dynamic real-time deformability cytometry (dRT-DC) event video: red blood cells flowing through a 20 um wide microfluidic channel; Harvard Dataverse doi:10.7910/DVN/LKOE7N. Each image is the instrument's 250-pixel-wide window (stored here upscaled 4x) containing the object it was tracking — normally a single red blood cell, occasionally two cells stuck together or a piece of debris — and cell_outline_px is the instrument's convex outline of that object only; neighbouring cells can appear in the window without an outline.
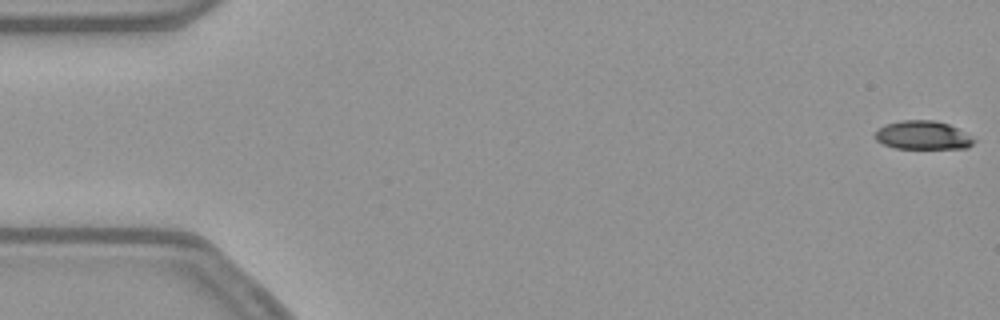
{"species": "common noctule bat (a hibernating species)", "species_latin": "Nyctalus noctula", "temperature_condition": "warm", "stored_images_in_passage": 54, "camera_frame_rate_fps": 3000, "um_per_image_px": 0.085, "animal": {"sex": "female", "body_mass_g": 21.9}, "frame": {"image": 1, "passage_image": 1, "time_ms": 0.0, "image_size_px": [1000, 320], "cell_outline_px": [[976, 140], [968, 148], [896, 148], [884, 144], [876, 140], [872, 136], [884, 124], [900, 120], [932, 120], [948, 124], [956, 128]], "centroid_in_image_um": [78.39, 11.49], "position_along_channel_um": 6.6, "area_um2": 16.3}}
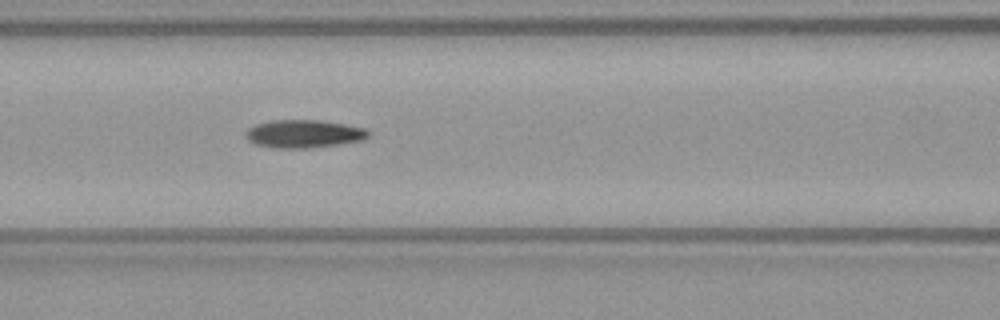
{"frame": {"image": 2, "passage_image": 23, "time_ms": 7.333, "image_size_px": [1000, 320], "cell_outline_px": [[368, 136], [360, 140], [340, 144], [308, 148], [272, 148], [256, 144], [248, 140], [244, 136], [244, 132], [248, 128], [256, 124], [272, 120], [324, 120], [364, 128], [368, 132]], "centroid_in_image_um": [25.76, 11.37], "position_along_channel_um": 140.8, "area_um2": 20.0}}
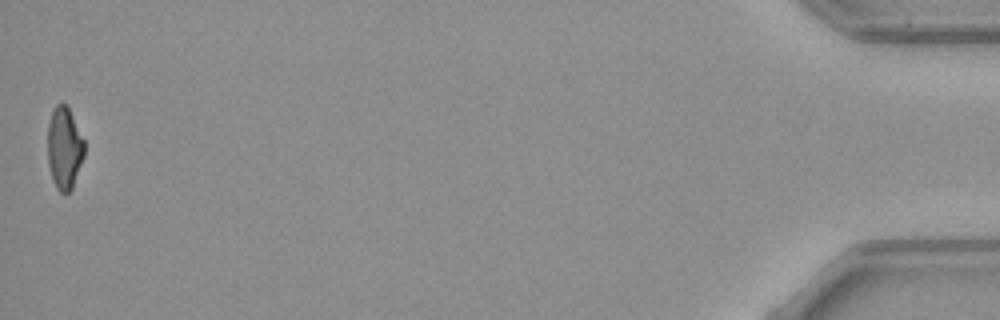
{"frame": {"image": 3, "passage_image": 54, "time_ms": 17.667, "image_size_px": [1000, 320], "cell_outline_px": [[84, 156], [72, 188], [64, 196], [56, 188], [48, 164], [48, 124], [52, 108], [60, 100], [68, 104], [84, 140]], "centroid_in_image_um": [5.47, 12.52], "position_along_channel_um": 429.7, "area_um2": 17.92}, "authors_computed_cell_mechanics": {"area_um2": 19.1318, "velocity_mm_per_s": 3.8115, "shape_relaxation_time_tau1_ms": 6.3506, "shape_relaxation_time_tau2_ms": 11.2987, "deformation_change_tau1": 0.1869, "deformation_change_tau2": 0.2361}}